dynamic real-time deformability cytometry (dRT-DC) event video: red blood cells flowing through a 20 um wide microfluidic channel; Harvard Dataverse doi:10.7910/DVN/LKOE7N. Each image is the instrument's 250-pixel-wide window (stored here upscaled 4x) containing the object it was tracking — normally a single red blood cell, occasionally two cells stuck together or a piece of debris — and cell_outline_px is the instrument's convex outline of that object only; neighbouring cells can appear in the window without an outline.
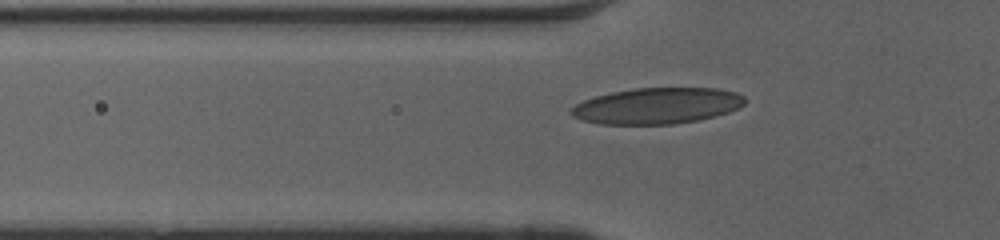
{"species": "human", "species_latin": "Homo sapiens", "temperature_condition": "cold", "stored_images_in_passage": 42, "camera_frame_rate_fps": 3000, "um_per_image_px": 0.085, "donor": {"sex": "female"}, "frame": {"image": 1, "passage_image": 13, "time_ms": 4.0, "image_size_px": [1000, 240], "cell_outline_px": [[744, 104], [740, 108], [728, 112], [696, 120], [676, 124], [600, 124], [584, 120], [572, 116], [568, 112], [576, 104], [584, 100], [596, 96], [612, 92], [636, 88], [716, 88], [736, 92], [744, 96]], "centroid_in_image_um": [55.85, 8.99], "position_along_channel_um": 69.9, "area_um2": 36.36}}
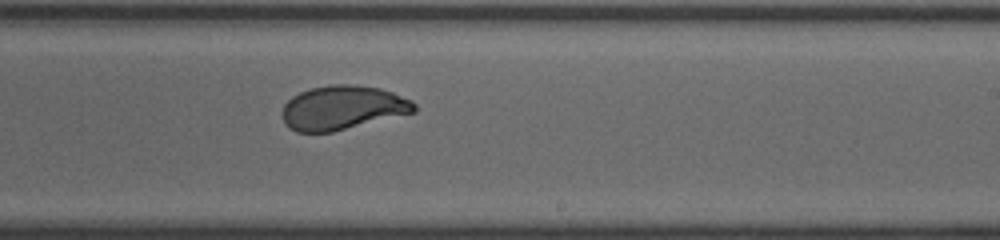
{"frame": {"image": 2, "passage_image": 27, "time_ms": 8.667, "image_size_px": [1000, 240], "cell_outline_px": [[416, 112], [332, 132], [296, 132], [284, 124], [284, 104], [292, 96], [300, 92], [312, 88], [332, 84], [352, 84], [380, 88], [392, 92], [412, 100], [416, 104]], "centroid_in_image_um": [29.15, 9.15], "position_along_channel_um": 259.9, "area_um2": 33.87}}
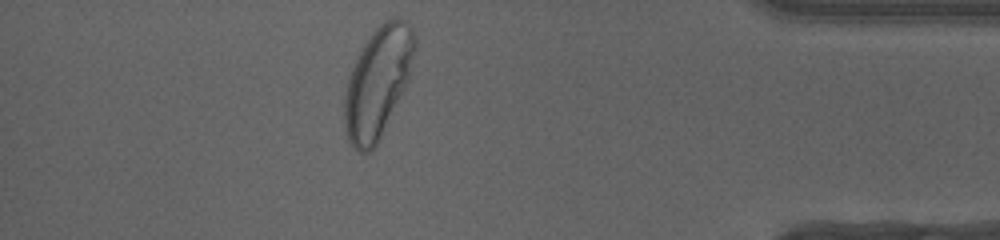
{"frame": {"image": 3, "passage_image": 40, "time_ms": 13.0, "image_size_px": [1000, 240], "cell_outline_px": [[416, 48], [408, 80], [376, 144], [368, 152], [360, 152], [348, 140], [344, 124], [344, 92], [352, 68], [364, 44], [372, 32], [384, 20], [396, 16], [400, 16], [412, 28], [416, 36]], "centroid_in_image_um": [32.12, 6.93], "position_along_channel_um": 403.1, "area_um2": 44.62}}